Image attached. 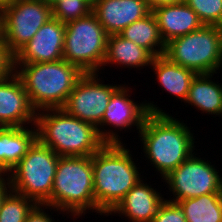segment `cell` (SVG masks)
Here are the masks:
<instances>
[{
  "mask_svg": "<svg viewBox=\"0 0 222 222\" xmlns=\"http://www.w3.org/2000/svg\"><path fill=\"white\" fill-rule=\"evenodd\" d=\"M191 128L171 114L149 113L138 135L143 152L163 179L195 151ZM195 145V146H194Z\"/></svg>",
  "mask_w": 222,
  "mask_h": 222,
  "instance_id": "1",
  "label": "cell"
},
{
  "mask_svg": "<svg viewBox=\"0 0 222 222\" xmlns=\"http://www.w3.org/2000/svg\"><path fill=\"white\" fill-rule=\"evenodd\" d=\"M124 145L106 143L92 155L94 197L99 215H108L143 178L131 151Z\"/></svg>",
  "mask_w": 222,
  "mask_h": 222,
  "instance_id": "2",
  "label": "cell"
},
{
  "mask_svg": "<svg viewBox=\"0 0 222 222\" xmlns=\"http://www.w3.org/2000/svg\"><path fill=\"white\" fill-rule=\"evenodd\" d=\"M35 126L37 139L60 157L92 156L106 144L94 125L71 116L63 108L37 111Z\"/></svg>",
  "mask_w": 222,
  "mask_h": 222,
  "instance_id": "3",
  "label": "cell"
},
{
  "mask_svg": "<svg viewBox=\"0 0 222 222\" xmlns=\"http://www.w3.org/2000/svg\"><path fill=\"white\" fill-rule=\"evenodd\" d=\"M30 103L36 111L62 108L84 72L64 59L14 65Z\"/></svg>",
  "mask_w": 222,
  "mask_h": 222,
  "instance_id": "4",
  "label": "cell"
},
{
  "mask_svg": "<svg viewBox=\"0 0 222 222\" xmlns=\"http://www.w3.org/2000/svg\"><path fill=\"white\" fill-rule=\"evenodd\" d=\"M45 204L59 209L63 214L70 213L69 216L76 220L87 210L97 213L92 156L59 158L51 197Z\"/></svg>",
  "mask_w": 222,
  "mask_h": 222,
  "instance_id": "5",
  "label": "cell"
},
{
  "mask_svg": "<svg viewBox=\"0 0 222 222\" xmlns=\"http://www.w3.org/2000/svg\"><path fill=\"white\" fill-rule=\"evenodd\" d=\"M164 56L196 74H216L222 68V27L203 25L174 38L165 44Z\"/></svg>",
  "mask_w": 222,
  "mask_h": 222,
  "instance_id": "6",
  "label": "cell"
},
{
  "mask_svg": "<svg viewBox=\"0 0 222 222\" xmlns=\"http://www.w3.org/2000/svg\"><path fill=\"white\" fill-rule=\"evenodd\" d=\"M60 156L38 139L24 157L7 174L12 190L45 204L51 197Z\"/></svg>",
  "mask_w": 222,
  "mask_h": 222,
  "instance_id": "7",
  "label": "cell"
},
{
  "mask_svg": "<svg viewBox=\"0 0 222 222\" xmlns=\"http://www.w3.org/2000/svg\"><path fill=\"white\" fill-rule=\"evenodd\" d=\"M107 39L108 34L93 12L68 22L65 24L63 59L84 73H101Z\"/></svg>",
  "mask_w": 222,
  "mask_h": 222,
  "instance_id": "8",
  "label": "cell"
},
{
  "mask_svg": "<svg viewBox=\"0 0 222 222\" xmlns=\"http://www.w3.org/2000/svg\"><path fill=\"white\" fill-rule=\"evenodd\" d=\"M50 18L52 8L42 0H18L0 11V36L14 56Z\"/></svg>",
  "mask_w": 222,
  "mask_h": 222,
  "instance_id": "9",
  "label": "cell"
},
{
  "mask_svg": "<svg viewBox=\"0 0 222 222\" xmlns=\"http://www.w3.org/2000/svg\"><path fill=\"white\" fill-rule=\"evenodd\" d=\"M193 153L175 170L171 171L163 182L173 194L171 202L199 197L210 193H222V177L219 170L211 164L210 160L199 158ZM173 198V199H172Z\"/></svg>",
  "mask_w": 222,
  "mask_h": 222,
  "instance_id": "10",
  "label": "cell"
},
{
  "mask_svg": "<svg viewBox=\"0 0 222 222\" xmlns=\"http://www.w3.org/2000/svg\"><path fill=\"white\" fill-rule=\"evenodd\" d=\"M131 90L128 85L126 86V84H124L122 86L121 84L111 96L102 121L100 122V137L105 143H123L120 140L122 137L117 133L118 130L122 131V129H125L126 131L129 130L130 127L132 129V126H135L139 132L149 113L166 114L165 110H161L162 108L153 104V101H148V103L147 100L142 103L134 102L133 99H130L131 95L129 92H131ZM112 127H114L115 130L111 129Z\"/></svg>",
  "mask_w": 222,
  "mask_h": 222,
  "instance_id": "11",
  "label": "cell"
},
{
  "mask_svg": "<svg viewBox=\"0 0 222 222\" xmlns=\"http://www.w3.org/2000/svg\"><path fill=\"white\" fill-rule=\"evenodd\" d=\"M98 74L84 73L62 108L71 116L94 125L100 136V122L106 107L110 102L112 94L121 84H103L104 81L100 79Z\"/></svg>",
  "mask_w": 222,
  "mask_h": 222,
  "instance_id": "12",
  "label": "cell"
},
{
  "mask_svg": "<svg viewBox=\"0 0 222 222\" xmlns=\"http://www.w3.org/2000/svg\"><path fill=\"white\" fill-rule=\"evenodd\" d=\"M65 24L50 18L14 55V65L54 62L63 59Z\"/></svg>",
  "mask_w": 222,
  "mask_h": 222,
  "instance_id": "13",
  "label": "cell"
},
{
  "mask_svg": "<svg viewBox=\"0 0 222 222\" xmlns=\"http://www.w3.org/2000/svg\"><path fill=\"white\" fill-rule=\"evenodd\" d=\"M37 111L32 107L20 78L13 72L0 81V127L35 125Z\"/></svg>",
  "mask_w": 222,
  "mask_h": 222,
  "instance_id": "14",
  "label": "cell"
},
{
  "mask_svg": "<svg viewBox=\"0 0 222 222\" xmlns=\"http://www.w3.org/2000/svg\"><path fill=\"white\" fill-rule=\"evenodd\" d=\"M151 11L145 0H95L92 10L108 35L119 34Z\"/></svg>",
  "mask_w": 222,
  "mask_h": 222,
  "instance_id": "15",
  "label": "cell"
},
{
  "mask_svg": "<svg viewBox=\"0 0 222 222\" xmlns=\"http://www.w3.org/2000/svg\"><path fill=\"white\" fill-rule=\"evenodd\" d=\"M151 186L141 179L107 216L118 213L129 222H152L165 198Z\"/></svg>",
  "mask_w": 222,
  "mask_h": 222,
  "instance_id": "16",
  "label": "cell"
},
{
  "mask_svg": "<svg viewBox=\"0 0 222 222\" xmlns=\"http://www.w3.org/2000/svg\"><path fill=\"white\" fill-rule=\"evenodd\" d=\"M163 42L198 30L203 23L185 2L161 5L152 10Z\"/></svg>",
  "mask_w": 222,
  "mask_h": 222,
  "instance_id": "17",
  "label": "cell"
},
{
  "mask_svg": "<svg viewBox=\"0 0 222 222\" xmlns=\"http://www.w3.org/2000/svg\"><path fill=\"white\" fill-rule=\"evenodd\" d=\"M28 127H0V174H8L37 140L36 126Z\"/></svg>",
  "mask_w": 222,
  "mask_h": 222,
  "instance_id": "18",
  "label": "cell"
},
{
  "mask_svg": "<svg viewBox=\"0 0 222 222\" xmlns=\"http://www.w3.org/2000/svg\"><path fill=\"white\" fill-rule=\"evenodd\" d=\"M154 56L144 47L137 45L131 40L123 38L120 34L108 35L106 55L103 66L141 68L151 66ZM111 64V65H110Z\"/></svg>",
  "mask_w": 222,
  "mask_h": 222,
  "instance_id": "19",
  "label": "cell"
},
{
  "mask_svg": "<svg viewBox=\"0 0 222 222\" xmlns=\"http://www.w3.org/2000/svg\"><path fill=\"white\" fill-rule=\"evenodd\" d=\"M150 67L157 77L158 84L162 86L161 88L180 99L181 102H185L191 81L196 73L173 63L164 55L154 57Z\"/></svg>",
  "mask_w": 222,
  "mask_h": 222,
  "instance_id": "20",
  "label": "cell"
},
{
  "mask_svg": "<svg viewBox=\"0 0 222 222\" xmlns=\"http://www.w3.org/2000/svg\"><path fill=\"white\" fill-rule=\"evenodd\" d=\"M214 74H196L191 81L185 103L202 113L219 117L222 116V84L212 79Z\"/></svg>",
  "mask_w": 222,
  "mask_h": 222,
  "instance_id": "21",
  "label": "cell"
},
{
  "mask_svg": "<svg viewBox=\"0 0 222 222\" xmlns=\"http://www.w3.org/2000/svg\"><path fill=\"white\" fill-rule=\"evenodd\" d=\"M119 34L144 47L154 57L164 55L165 43L160 36L157 20L152 11L147 16L131 23Z\"/></svg>",
  "mask_w": 222,
  "mask_h": 222,
  "instance_id": "22",
  "label": "cell"
},
{
  "mask_svg": "<svg viewBox=\"0 0 222 222\" xmlns=\"http://www.w3.org/2000/svg\"><path fill=\"white\" fill-rule=\"evenodd\" d=\"M187 222H222V193H210L176 202Z\"/></svg>",
  "mask_w": 222,
  "mask_h": 222,
  "instance_id": "23",
  "label": "cell"
},
{
  "mask_svg": "<svg viewBox=\"0 0 222 222\" xmlns=\"http://www.w3.org/2000/svg\"><path fill=\"white\" fill-rule=\"evenodd\" d=\"M35 205L33 200L11 190L0 207V222H25Z\"/></svg>",
  "mask_w": 222,
  "mask_h": 222,
  "instance_id": "24",
  "label": "cell"
},
{
  "mask_svg": "<svg viewBox=\"0 0 222 222\" xmlns=\"http://www.w3.org/2000/svg\"><path fill=\"white\" fill-rule=\"evenodd\" d=\"M95 0H60L52 7V17L62 23L77 20L92 13Z\"/></svg>",
  "mask_w": 222,
  "mask_h": 222,
  "instance_id": "25",
  "label": "cell"
},
{
  "mask_svg": "<svg viewBox=\"0 0 222 222\" xmlns=\"http://www.w3.org/2000/svg\"><path fill=\"white\" fill-rule=\"evenodd\" d=\"M203 25L222 27V0H185Z\"/></svg>",
  "mask_w": 222,
  "mask_h": 222,
  "instance_id": "26",
  "label": "cell"
},
{
  "mask_svg": "<svg viewBox=\"0 0 222 222\" xmlns=\"http://www.w3.org/2000/svg\"><path fill=\"white\" fill-rule=\"evenodd\" d=\"M152 222H187L181 207L174 202L165 200L159 207Z\"/></svg>",
  "mask_w": 222,
  "mask_h": 222,
  "instance_id": "27",
  "label": "cell"
},
{
  "mask_svg": "<svg viewBox=\"0 0 222 222\" xmlns=\"http://www.w3.org/2000/svg\"><path fill=\"white\" fill-rule=\"evenodd\" d=\"M14 72V56L8 50L0 36V81Z\"/></svg>",
  "mask_w": 222,
  "mask_h": 222,
  "instance_id": "28",
  "label": "cell"
},
{
  "mask_svg": "<svg viewBox=\"0 0 222 222\" xmlns=\"http://www.w3.org/2000/svg\"><path fill=\"white\" fill-rule=\"evenodd\" d=\"M49 209L53 211H58L57 213L62 214L59 209L48 206L46 204H36L32 210L28 213L25 222H55L54 217L52 219V215L46 213L45 209Z\"/></svg>",
  "mask_w": 222,
  "mask_h": 222,
  "instance_id": "29",
  "label": "cell"
},
{
  "mask_svg": "<svg viewBox=\"0 0 222 222\" xmlns=\"http://www.w3.org/2000/svg\"><path fill=\"white\" fill-rule=\"evenodd\" d=\"M6 176V177H5ZM12 190L7 174H0V207L7 194Z\"/></svg>",
  "mask_w": 222,
  "mask_h": 222,
  "instance_id": "30",
  "label": "cell"
},
{
  "mask_svg": "<svg viewBox=\"0 0 222 222\" xmlns=\"http://www.w3.org/2000/svg\"><path fill=\"white\" fill-rule=\"evenodd\" d=\"M145 1L151 10L161 5L185 2V0H145Z\"/></svg>",
  "mask_w": 222,
  "mask_h": 222,
  "instance_id": "31",
  "label": "cell"
},
{
  "mask_svg": "<svg viewBox=\"0 0 222 222\" xmlns=\"http://www.w3.org/2000/svg\"><path fill=\"white\" fill-rule=\"evenodd\" d=\"M18 0H0V11L11 4H14L15 2H17Z\"/></svg>",
  "mask_w": 222,
  "mask_h": 222,
  "instance_id": "32",
  "label": "cell"
},
{
  "mask_svg": "<svg viewBox=\"0 0 222 222\" xmlns=\"http://www.w3.org/2000/svg\"><path fill=\"white\" fill-rule=\"evenodd\" d=\"M47 6L53 7L60 0H42Z\"/></svg>",
  "mask_w": 222,
  "mask_h": 222,
  "instance_id": "33",
  "label": "cell"
}]
</instances>
